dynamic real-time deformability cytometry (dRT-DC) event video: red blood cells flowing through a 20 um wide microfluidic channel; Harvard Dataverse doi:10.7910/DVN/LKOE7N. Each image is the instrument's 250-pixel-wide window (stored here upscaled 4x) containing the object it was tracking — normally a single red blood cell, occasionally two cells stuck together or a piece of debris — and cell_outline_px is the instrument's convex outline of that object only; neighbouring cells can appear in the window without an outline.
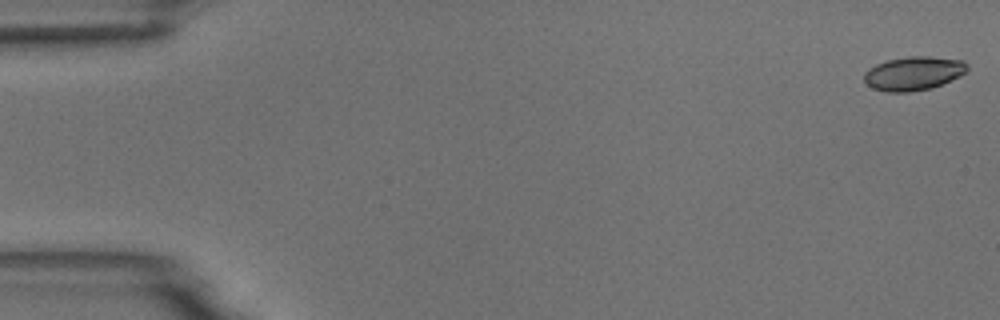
{"species": "common noctule bat (a hibernating species)", "species_latin": "Nyctalus noctula", "temperature_condition": "room temperature", "stored_images_in_passage": 5, "camera_frame_rate_fps": 3000, "um_per_image_px": 0.085, "animal": {"sex": "male", "body_mass_g": 18.8}, "frame": {"image": 1, "passage_image": 1, "time_ms": 0.0, "image_size_px": [1000, 320], "cell_outline_px": [[968, 72], [960, 76], [932, 88], [908, 92], [884, 92], [872, 88], [864, 80], [864, 72], [868, 68], [876, 64], [888, 60], [908, 56], [928, 56], [964, 60], [968, 64]], "centroid_in_image_um": [77.66, 6.23], "position_along_channel_um": 7.3, "area_um2": 20.52}}
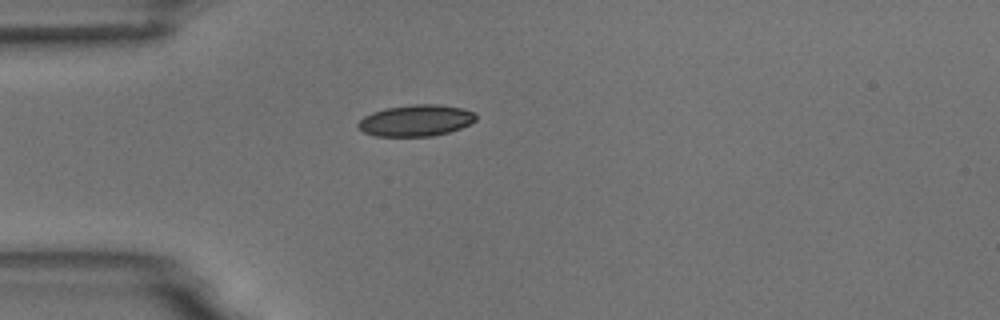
{"frame": {"image": 2, "passage_image": 5, "time_ms": 4.667, "image_size_px": [1000, 320], "cell_outline_px": [[476, 120], [460, 128], [448, 132], [432, 136], [376, 136], [364, 132], [356, 124], [364, 116], [372, 112], [384, 108], [412, 104], [436, 104], [464, 108], [476, 112]], "centroid_in_image_um": [35.36, 10.23], "position_along_channel_um": 49.6, "area_um2": 21.62}}